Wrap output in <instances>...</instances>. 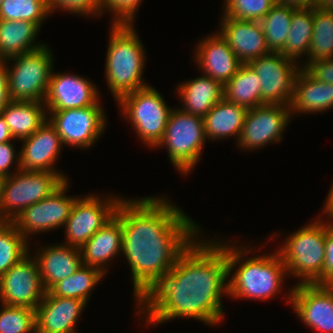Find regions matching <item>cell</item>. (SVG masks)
<instances>
[{
	"instance_id": "obj_8",
	"label": "cell",
	"mask_w": 333,
	"mask_h": 333,
	"mask_svg": "<svg viewBox=\"0 0 333 333\" xmlns=\"http://www.w3.org/2000/svg\"><path fill=\"white\" fill-rule=\"evenodd\" d=\"M206 141L203 118L176 108L171 111L164 137L156 148H166L171 165L186 176L198 164Z\"/></svg>"
},
{
	"instance_id": "obj_21",
	"label": "cell",
	"mask_w": 333,
	"mask_h": 333,
	"mask_svg": "<svg viewBox=\"0 0 333 333\" xmlns=\"http://www.w3.org/2000/svg\"><path fill=\"white\" fill-rule=\"evenodd\" d=\"M87 304L80 299L52 295L49 291L36 307V333H78L76 325Z\"/></svg>"
},
{
	"instance_id": "obj_20",
	"label": "cell",
	"mask_w": 333,
	"mask_h": 333,
	"mask_svg": "<svg viewBox=\"0 0 333 333\" xmlns=\"http://www.w3.org/2000/svg\"><path fill=\"white\" fill-rule=\"evenodd\" d=\"M217 31L242 64L271 53L260 21L237 20L222 17Z\"/></svg>"
},
{
	"instance_id": "obj_13",
	"label": "cell",
	"mask_w": 333,
	"mask_h": 333,
	"mask_svg": "<svg viewBox=\"0 0 333 333\" xmlns=\"http://www.w3.org/2000/svg\"><path fill=\"white\" fill-rule=\"evenodd\" d=\"M291 118L289 105L262 104L248 109L236 146L244 151H255L270 143H280Z\"/></svg>"
},
{
	"instance_id": "obj_3",
	"label": "cell",
	"mask_w": 333,
	"mask_h": 333,
	"mask_svg": "<svg viewBox=\"0 0 333 333\" xmlns=\"http://www.w3.org/2000/svg\"><path fill=\"white\" fill-rule=\"evenodd\" d=\"M228 241V242H227ZM225 241L228 263L229 296L231 299L266 301L273 299L284 287L288 277L287 268L277 251L255 255L258 248ZM250 246V247H249ZM257 248V249H256ZM256 250V251H255ZM254 255L248 256L250 253ZM247 256V257H246ZM287 276V277H286Z\"/></svg>"
},
{
	"instance_id": "obj_31",
	"label": "cell",
	"mask_w": 333,
	"mask_h": 333,
	"mask_svg": "<svg viewBox=\"0 0 333 333\" xmlns=\"http://www.w3.org/2000/svg\"><path fill=\"white\" fill-rule=\"evenodd\" d=\"M105 276L98 268L82 264L74 274L57 282L48 291L54 296L80 299L87 304L93 289Z\"/></svg>"
},
{
	"instance_id": "obj_29",
	"label": "cell",
	"mask_w": 333,
	"mask_h": 333,
	"mask_svg": "<svg viewBox=\"0 0 333 333\" xmlns=\"http://www.w3.org/2000/svg\"><path fill=\"white\" fill-rule=\"evenodd\" d=\"M313 7L299 8L293 12L284 48L280 53L298 65L307 56L313 35Z\"/></svg>"
},
{
	"instance_id": "obj_5",
	"label": "cell",
	"mask_w": 333,
	"mask_h": 333,
	"mask_svg": "<svg viewBox=\"0 0 333 333\" xmlns=\"http://www.w3.org/2000/svg\"><path fill=\"white\" fill-rule=\"evenodd\" d=\"M312 221L285 237L277 253L287 268L288 277L296 284L323 285L326 218L317 215Z\"/></svg>"
},
{
	"instance_id": "obj_45",
	"label": "cell",
	"mask_w": 333,
	"mask_h": 333,
	"mask_svg": "<svg viewBox=\"0 0 333 333\" xmlns=\"http://www.w3.org/2000/svg\"><path fill=\"white\" fill-rule=\"evenodd\" d=\"M327 195L322 213L326 215V218H330L333 221V182Z\"/></svg>"
},
{
	"instance_id": "obj_9",
	"label": "cell",
	"mask_w": 333,
	"mask_h": 333,
	"mask_svg": "<svg viewBox=\"0 0 333 333\" xmlns=\"http://www.w3.org/2000/svg\"><path fill=\"white\" fill-rule=\"evenodd\" d=\"M65 180L55 172L19 170L3 179L0 221L12 222L25 208L55 191Z\"/></svg>"
},
{
	"instance_id": "obj_6",
	"label": "cell",
	"mask_w": 333,
	"mask_h": 333,
	"mask_svg": "<svg viewBox=\"0 0 333 333\" xmlns=\"http://www.w3.org/2000/svg\"><path fill=\"white\" fill-rule=\"evenodd\" d=\"M122 118L128 119L137 137L150 149L162 141L173 107L152 85L122 96L117 102Z\"/></svg>"
},
{
	"instance_id": "obj_30",
	"label": "cell",
	"mask_w": 333,
	"mask_h": 333,
	"mask_svg": "<svg viewBox=\"0 0 333 333\" xmlns=\"http://www.w3.org/2000/svg\"><path fill=\"white\" fill-rule=\"evenodd\" d=\"M259 77L248 64H242L238 72L223 86L224 99L252 109L261 103Z\"/></svg>"
},
{
	"instance_id": "obj_27",
	"label": "cell",
	"mask_w": 333,
	"mask_h": 333,
	"mask_svg": "<svg viewBox=\"0 0 333 333\" xmlns=\"http://www.w3.org/2000/svg\"><path fill=\"white\" fill-rule=\"evenodd\" d=\"M11 136L22 140L31 136L47 121L46 106L37 101H10L1 111Z\"/></svg>"
},
{
	"instance_id": "obj_12",
	"label": "cell",
	"mask_w": 333,
	"mask_h": 333,
	"mask_svg": "<svg viewBox=\"0 0 333 333\" xmlns=\"http://www.w3.org/2000/svg\"><path fill=\"white\" fill-rule=\"evenodd\" d=\"M69 179L43 200L25 208L12 223L30 242L31 237L41 232L64 228L73 203L78 196L66 195ZM51 230V231H50ZM31 236V237H30Z\"/></svg>"
},
{
	"instance_id": "obj_35",
	"label": "cell",
	"mask_w": 333,
	"mask_h": 333,
	"mask_svg": "<svg viewBox=\"0 0 333 333\" xmlns=\"http://www.w3.org/2000/svg\"><path fill=\"white\" fill-rule=\"evenodd\" d=\"M50 16L47 0H3L0 7V19L29 21L40 28Z\"/></svg>"
},
{
	"instance_id": "obj_40",
	"label": "cell",
	"mask_w": 333,
	"mask_h": 333,
	"mask_svg": "<svg viewBox=\"0 0 333 333\" xmlns=\"http://www.w3.org/2000/svg\"><path fill=\"white\" fill-rule=\"evenodd\" d=\"M14 144L13 141L0 143V175L4 178L20 170V154ZM13 166L15 169H11Z\"/></svg>"
},
{
	"instance_id": "obj_37",
	"label": "cell",
	"mask_w": 333,
	"mask_h": 333,
	"mask_svg": "<svg viewBox=\"0 0 333 333\" xmlns=\"http://www.w3.org/2000/svg\"><path fill=\"white\" fill-rule=\"evenodd\" d=\"M222 16L237 20L260 21L272 7L274 0H223Z\"/></svg>"
},
{
	"instance_id": "obj_15",
	"label": "cell",
	"mask_w": 333,
	"mask_h": 333,
	"mask_svg": "<svg viewBox=\"0 0 333 333\" xmlns=\"http://www.w3.org/2000/svg\"><path fill=\"white\" fill-rule=\"evenodd\" d=\"M248 65L259 77L262 104H290L300 65L280 52L256 58Z\"/></svg>"
},
{
	"instance_id": "obj_2",
	"label": "cell",
	"mask_w": 333,
	"mask_h": 333,
	"mask_svg": "<svg viewBox=\"0 0 333 333\" xmlns=\"http://www.w3.org/2000/svg\"><path fill=\"white\" fill-rule=\"evenodd\" d=\"M124 198L115 215L122 224V256L130 267L137 305L203 231L163 195Z\"/></svg>"
},
{
	"instance_id": "obj_14",
	"label": "cell",
	"mask_w": 333,
	"mask_h": 333,
	"mask_svg": "<svg viewBox=\"0 0 333 333\" xmlns=\"http://www.w3.org/2000/svg\"><path fill=\"white\" fill-rule=\"evenodd\" d=\"M288 291L284 299L304 325L333 333V285L295 284Z\"/></svg>"
},
{
	"instance_id": "obj_38",
	"label": "cell",
	"mask_w": 333,
	"mask_h": 333,
	"mask_svg": "<svg viewBox=\"0 0 333 333\" xmlns=\"http://www.w3.org/2000/svg\"><path fill=\"white\" fill-rule=\"evenodd\" d=\"M47 6L50 14L62 10L76 16L101 17L102 8L100 0H47ZM91 15V16H89ZM97 16V17H96Z\"/></svg>"
},
{
	"instance_id": "obj_43",
	"label": "cell",
	"mask_w": 333,
	"mask_h": 333,
	"mask_svg": "<svg viewBox=\"0 0 333 333\" xmlns=\"http://www.w3.org/2000/svg\"><path fill=\"white\" fill-rule=\"evenodd\" d=\"M8 94V73L5 60H0V114L10 102Z\"/></svg>"
},
{
	"instance_id": "obj_47",
	"label": "cell",
	"mask_w": 333,
	"mask_h": 333,
	"mask_svg": "<svg viewBox=\"0 0 333 333\" xmlns=\"http://www.w3.org/2000/svg\"><path fill=\"white\" fill-rule=\"evenodd\" d=\"M318 9H322L324 11H332L333 12V0H315V6Z\"/></svg>"
},
{
	"instance_id": "obj_32",
	"label": "cell",
	"mask_w": 333,
	"mask_h": 333,
	"mask_svg": "<svg viewBox=\"0 0 333 333\" xmlns=\"http://www.w3.org/2000/svg\"><path fill=\"white\" fill-rule=\"evenodd\" d=\"M313 35L307 58L300 68L311 62L333 58V12L313 7Z\"/></svg>"
},
{
	"instance_id": "obj_36",
	"label": "cell",
	"mask_w": 333,
	"mask_h": 333,
	"mask_svg": "<svg viewBox=\"0 0 333 333\" xmlns=\"http://www.w3.org/2000/svg\"><path fill=\"white\" fill-rule=\"evenodd\" d=\"M0 333H36V310L1 304Z\"/></svg>"
},
{
	"instance_id": "obj_33",
	"label": "cell",
	"mask_w": 333,
	"mask_h": 333,
	"mask_svg": "<svg viewBox=\"0 0 333 333\" xmlns=\"http://www.w3.org/2000/svg\"><path fill=\"white\" fill-rule=\"evenodd\" d=\"M29 244L12 222L0 221V276L30 252Z\"/></svg>"
},
{
	"instance_id": "obj_26",
	"label": "cell",
	"mask_w": 333,
	"mask_h": 333,
	"mask_svg": "<svg viewBox=\"0 0 333 333\" xmlns=\"http://www.w3.org/2000/svg\"><path fill=\"white\" fill-rule=\"evenodd\" d=\"M248 109L231 103L224 98L216 103L203 117L204 133L207 141H220L226 138L237 143L241 135Z\"/></svg>"
},
{
	"instance_id": "obj_34",
	"label": "cell",
	"mask_w": 333,
	"mask_h": 333,
	"mask_svg": "<svg viewBox=\"0 0 333 333\" xmlns=\"http://www.w3.org/2000/svg\"><path fill=\"white\" fill-rule=\"evenodd\" d=\"M297 8L275 4L272 9L261 20L266 43L271 52H280L290 28L293 12Z\"/></svg>"
},
{
	"instance_id": "obj_16",
	"label": "cell",
	"mask_w": 333,
	"mask_h": 333,
	"mask_svg": "<svg viewBox=\"0 0 333 333\" xmlns=\"http://www.w3.org/2000/svg\"><path fill=\"white\" fill-rule=\"evenodd\" d=\"M45 292L38 264L30 252L0 276V304L36 309Z\"/></svg>"
},
{
	"instance_id": "obj_22",
	"label": "cell",
	"mask_w": 333,
	"mask_h": 333,
	"mask_svg": "<svg viewBox=\"0 0 333 333\" xmlns=\"http://www.w3.org/2000/svg\"><path fill=\"white\" fill-rule=\"evenodd\" d=\"M33 252L30 253L38 264L40 279L45 291L74 274L83 264L80 248L60 242L59 244H48V246L46 244L43 248L40 246Z\"/></svg>"
},
{
	"instance_id": "obj_23",
	"label": "cell",
	"mask_w": 333,
	"mask_h": 333,
	"mask_svg": "<svg viewBox=\"0 0 333 333\" xmlns=\"http://www.w3.org/2000/svg\"><path fill=\"white\" fill-rule=\"evenodd\" d=\"M80 250L84 265L98 268L107 275L108 263L122 254V224L120 219L114 215Z\"/></svg>"
},
{
	"instance_id": "obj_48",
	"label": "cell",
	"mask_w": 333,
	"mask_h": 333,
	"mask_svg": "<svg viewBox=\"0 0 333 333\" xmlns=\"http://www.w3.org/2000/svg\"><path fill=\"white\" fill-rule=\"evenodd\" d=\"M3 179H4V177L0 175V199H1Z\"/></svg>"
},
{
	"instance_id": "obj_44",
	"label": "cell",
	"mask_w": 333,
	"mask_h": 333,
	"mask_svg": "<svg viewBox=\"0 0 333 333\" xmlns=\"http://www.w3.org/2000/svg\"><path fill=\"white\" fill-rule=\"evenodd\" d=\"M277 5L291 6L299 8H312L315 6V0H274Z\"/></svg>"
},
{
	"instance_id": "obj_46",
	"label": "cell",
	"mask_w": 333,
	"mask_h": 333,
	"mask_svg": "<svg viewBox=\"0 0 333 333\" xmlns=\"http://www.w3.org/2000/svg\"><path fill=\"white\" fill-rule=\"evenodd\" d=\"M15 139L11 136L5 119L0 114V143L14 141Z\"/></svg>"
},
{
	"instance_id": "obj_1",
	"label": "cell",
	"mask_w": 333,
	"mask_h": 333,
	"mask_svg": "<svg viewBox=\"0 0 333 333\" xmlns=\"http://www.w3.org/2000/svg\"><path fill=\"white\" fill-rule=\"evenodd\" d=\"M199 237L136 305L134 313L145 325L191 318L211 327L224 319L222 297L229 296L225 239Z\"/></svg>"
},
{
	"instance_id": "obj_10",
	"label": "cell",
	"mask_w": 333,
	"mask_h": 333,
	"mask_svg": "<svg viewBox=\"0 0 333 333\" xmlns=\"http://www.w3.org/2000/svg\"><path fill=\"white\" fill-rule=\"evenodd\" d=\"M101 197V198H100ZM122 196L78 195L65 222V245L81 248L116 212Z\"/></svg>"
},
{
	"instance_id": "obj_41",
	"label": "cell",
	"mask_w": 333,
	"mask_h": 333,
	"mask_svg": "<svg viewBox=\"0 0 333 333\" xmlns=\"http://www.w3.org/2000/svg\"><path fill=\"white\" fill-rule=\"evenodd\" d=\"M328 220V221H327ZM326 220L323 285H333V221Z\"/></svg>"
},
{
	"instance_id": "obj_17",
	"label": "cell",
	"mask_w": 333,
	"mask_h": 333,
	"mask_svg": "<svg viewBox=\"0 0 333 333\" xmlns=\"http://www.w3.org/2000/svg\"><path fill=\"white\" fill-rule=\"evenodd\" d=\"M96 83L78 74L60 73L52 70L43 103L46 111H61L101 105Z\"/></svg>"
},
{
	"instance_id": "obj_4",
	"label": "cell",
	"mask_w": 333,
	"mask_h": 333,
	"mask_svg": "<svg viewBox=\"0 0 333 333\" xmlns=\"http://www.w3.org/2000/svg\"><path fill=\"white\" fill-rule=\"evenodd\" d=\"M105 82L114 98L150 85L143 78L147 56L134 23H110Z\"/></svg>"
},
{
	"instance_id": "obj_42",
	"label": "cell",
	"mask_w": 333,
	"mask_h": 333,
	"mask_svg": "<svg viewBox=\"0 0 333 333\" xmlns=\"http://www.w3.org/2000/svg\"><path fill=\"white\" fill-rule=\"evenodd\" d=\"M305 70L316 80L333 85V58L311 62Z\"/></svg>"
},
{
	"instance_id": "obj_24",
	"label": "cell",
	"mask_w": 333,
	"mask_h": 333,
	"mask_svg": "<svg viewBox=\"0 0 333 333\" xmlns=\"http://www.w3.org/2000/svg\"><path fill=\"white\" fill-rule=\"evenodd\" d=\"M289 107L292 116L328 112L333 108V85L316 80L304 68H300L295 77Z\"/></svg>"
},
{
	"instance_id": "obj_19",
	"label": "cell",
	"mask_w": 333,
	"mask_h": 333,
	"mask_svg": "<svg viewBox=\"0 0 333 333\" xmlns=\"http://www.w3.org/2000/svg\"><path fill=\"white\" fill-rule=\"evenodd\" d=\"M199 71L210 76L223 86L238 72L242 63L218 31L198 41L194 48Z\"/></svg>"
},
{
	"instance_id": "obj_28",
	"label": "cell",
	"mask_w": 333,
	"mask_h": 333,
	"mask_svg": "<svg viewBox=\"0 0 333 333\" xmlns=\"http://www.w3.org/2000/svg\"><path fill=\"white\" fill-rule=\"evenodd\" d=\"M40 30L37 24L29 21L0 19V60H7L43 46L45 43L35 41Z\"/></svg>"
},
{
	"instance_id": "obj_25",
	"label": "cell",
	"mask_w": 333,
	"mask_h": 333,
	"mask_svg": "<svg viewBox=\"0 0 333 333\" xmlns=\"http://www.w3.org/2000/svg\"><path fill=\"white\" fill-rule=\"evenodd\" d=\"M174 91L183 102L180 110L202 118L224 98L223 85L204 74L177 84Z\"/></svg>"
},
{
	"instance_id": "obj_11",
	"label": "cell",
	"mask_w": 333,
	"mask_h": 333,
	"mask_svg": "<svg viewBox=\"0 0 333 333\" xmlns=\"http://www.w3.org/2000/svg\"><path fill=\"white\" fill-rule=\"evenodd\" d=\"M102 105L47 111V120L56 129L65 146L89 149L101 137L108 120Z\"/></svg>"
},
{
	"instance_id": "obj_39",
	"label": "cell",
	"mask_w": 333,
	"mask_h": 333,
	"mask_svg": "<svg viewBox=\"0 0 333 333\" xmlns=\"http://www.w3.org/2000/svg\"><path fill=\"white\" fill-rule=\"evenodd\" d=\"M102 16L111 13V23H134L139 5L143 0H100ZM113 14V15H112ZM113 16V17H112Z\"/></svg>"
},
{
	"instance_id": "obj_18",
	"label": "cell",
	"mask_w": 333,
	"mask_h": 333,
	"mask_svg": "<svg viewBox=\"0 0 333 333\" xmlns=\"http://www.w3.org/2000/svg\"><path fill=\"white\" fill-rule=\"evenodd\" d=\"M20 170L55 172L64 180L66 174L58 171V158L63 151V143L56 129L47 120L31 136L20 140Z\"/></svg>"
},
{
	"instance_id": "obj_7",
	"label": "cell",
	"mask_w": 333,
	"mask_h": 333,
	"mask_svg": "<svg viewBox=\"0 0 333 333\" xmlns=\"http://www.w3.org/2000/svg\"><path fill=\"white\" fill-rule=\"evenodd\" d=\"M49 47L46 43L35 50L5 60L10 100L44 101L50 75L55 67L54 54Z\"/></svg>"
}]
</instances>
